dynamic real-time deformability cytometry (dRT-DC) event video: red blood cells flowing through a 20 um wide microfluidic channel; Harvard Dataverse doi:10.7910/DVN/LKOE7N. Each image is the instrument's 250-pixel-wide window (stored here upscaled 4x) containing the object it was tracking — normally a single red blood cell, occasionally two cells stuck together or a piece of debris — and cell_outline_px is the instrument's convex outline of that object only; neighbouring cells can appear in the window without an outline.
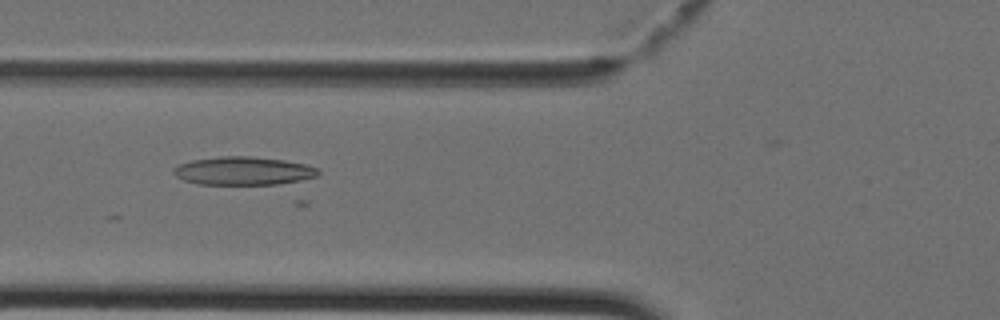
{"species": "Egyptian fruit bat (a non-hibernating species)", "species_latin": "Rousettus aegyptiacus", "temperature_condition": "cold", "stored_images_in_passage": 9, "camera_frame_rate_fps": 3000, "um_per_image_px": 0.085, "animal": {"sex": "female"}, "frame": {"image": 1, "passage_image": 7, "time_ms": 2.0, "image_size_px": [1000, 320], "cell_outline_px": [[320, 172], [316, 176], [300, 180], [276, 184], [196, 184], [184, 180], [176, 176], [172, 172], [172, 168], [180, 164], [192, 160], [220, 156], [248, 156], [284, 160], [304, 164], [316, 168]], "centroid_in_image_um": [20.63, 14.52], "position_along_channel_um": 105.2, "area_um2": 23.64}}